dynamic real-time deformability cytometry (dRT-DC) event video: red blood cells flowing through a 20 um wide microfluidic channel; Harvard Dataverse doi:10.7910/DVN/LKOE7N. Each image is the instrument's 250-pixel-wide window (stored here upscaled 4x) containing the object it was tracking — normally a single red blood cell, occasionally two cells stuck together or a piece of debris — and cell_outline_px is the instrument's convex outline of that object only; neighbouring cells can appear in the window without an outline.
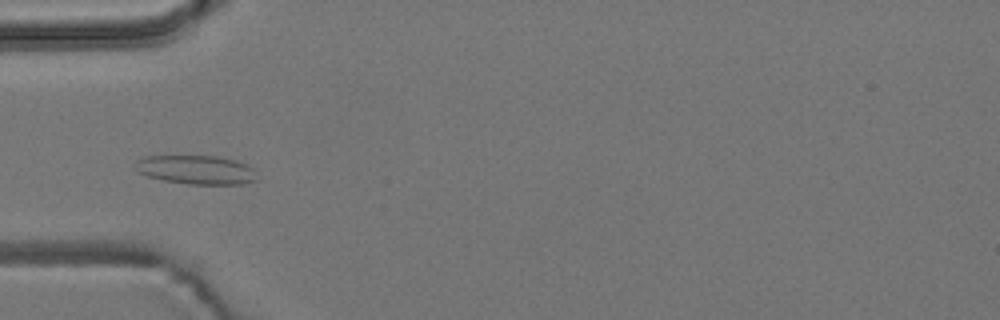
{"species": "common noctule bat (a hibernating species)", "species_latin": "Nyctalus noctula", "temperature_condition": "room temperature", "stored_images_in_passage": 56, "camera_frame_rate_fps": 3000, "um_per_image_px": 0.085, "animal": {"sex": "male", "body_mass_g": 19.2, "forearm_length_mm": 51.8}, "frame": {"image": 1, "passage_image": 18, "time_ms": 5.667, "image_size_px": [1000, 320], "cell_outline_px": [[256, 180], [244, 184], [188, 184], [164, 180], [148, 176], [136, 172], [132, 164], [136, 160], [144, 156], [216, 156], [236, 160], [248, 164], [252, 168]], "centroid_in_image_um": [16.62, 14.42], "position_along_channel_um": 68.4, "area_um2": 20.63}}
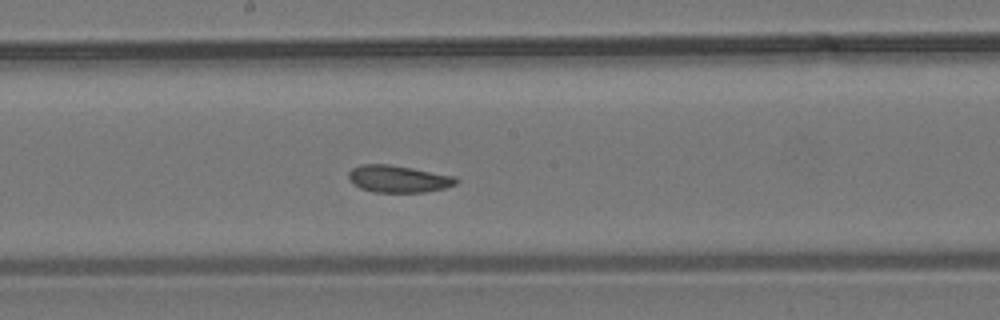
{"frame": {"image": 2, "passage_image": 30, "time_ms": 9.667, "image_size_px": [1000, 320], "cell_outline_px": [[460, 180], [456, 184], [444, 188], [424, 192], [376, 192], [360, 188], [352, 184], [348, 180], [348, 172], [352, 168], [360, 164], [388, 164], [412, 168], [456, 176]], "centroid_in_image_um": [33.84, 15.2], "position_along_channel_um": 214.4, "area_um2": 17.11}}
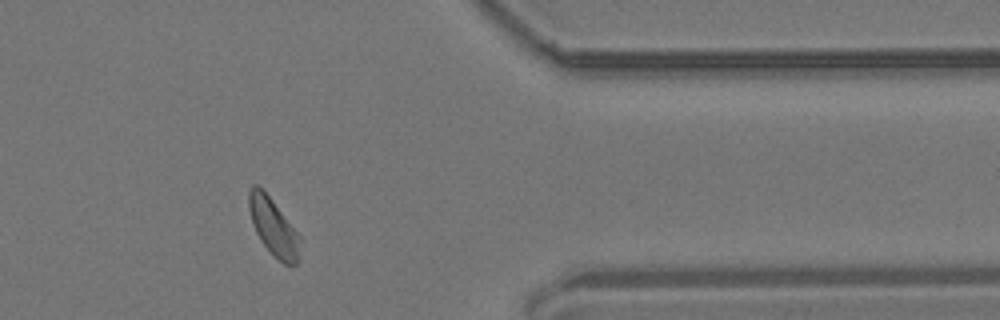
{"frame": {"image": 3, "passage_image": 46, "time_ms": 15.0, "image_size_px": [1000, 320], "cell_outline_px": [[300, 260], [292, 268], [284, 264], [260, 240], [252, 224], [248, 208], [248, 192], [252, 184], [256, 184], [272, 200], [300, 236]], "centroid_in_image_um": [23.25, 19.32], "position_along_channel_um": 388.2, "area_um2": 16.94}, "authors_computed_cell_mechanics": {"area_um2": 17.5423, "velocity_mm_per_s": 3.6453, "shape_relaxation_time_tau1_ms": null, "shape_relaxation_time_tau2_ms": 2.9429, "deformation_change_tau1": null, "deformation_change_tau2": 0.0835}}